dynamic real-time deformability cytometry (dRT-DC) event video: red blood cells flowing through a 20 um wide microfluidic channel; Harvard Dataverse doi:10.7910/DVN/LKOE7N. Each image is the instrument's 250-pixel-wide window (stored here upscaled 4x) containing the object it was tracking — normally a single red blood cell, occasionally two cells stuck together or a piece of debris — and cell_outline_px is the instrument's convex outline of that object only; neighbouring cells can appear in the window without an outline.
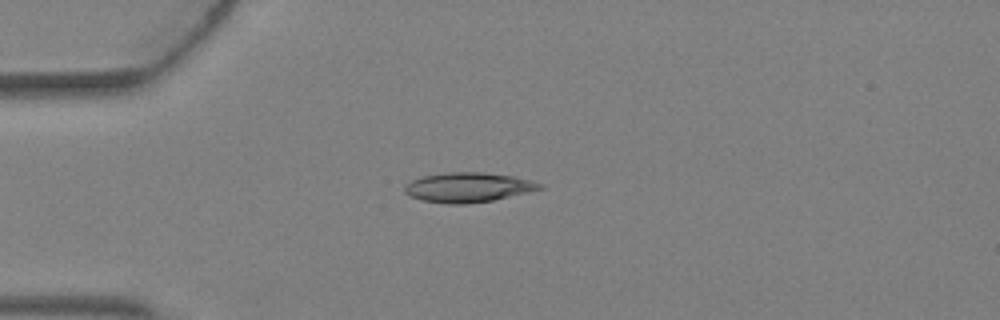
{"species": "Egyptian fruit bat (a non-hibernating species)", "species_latin": "Rousettus aegyptiacus", "temperature_condition": "warm", "stored_images_in_passage": 4, "camera_frame_rate_fps": 3000, "um_per_image_px": 0.085, "animal": {"sex": "female"}, "frame": {"image": 1, "passage_image": 3, "time_ms": 0.667, "image_size_px": [1000, 320], "cell_outline_px": [[544, 188], [528, 192], [492, 200], [464, 204], [448, 204], [424, 200], [412, 196], [404, 192], [404, 184], [412, 180], [424, 176], [448, 172], [484, 172], [512, 176], [532, 180], [544, 184]], "centroid_in_image_um": [39.81, 15.91], "position_along_channel_um": 45.2, "area_um2": 23.24}}